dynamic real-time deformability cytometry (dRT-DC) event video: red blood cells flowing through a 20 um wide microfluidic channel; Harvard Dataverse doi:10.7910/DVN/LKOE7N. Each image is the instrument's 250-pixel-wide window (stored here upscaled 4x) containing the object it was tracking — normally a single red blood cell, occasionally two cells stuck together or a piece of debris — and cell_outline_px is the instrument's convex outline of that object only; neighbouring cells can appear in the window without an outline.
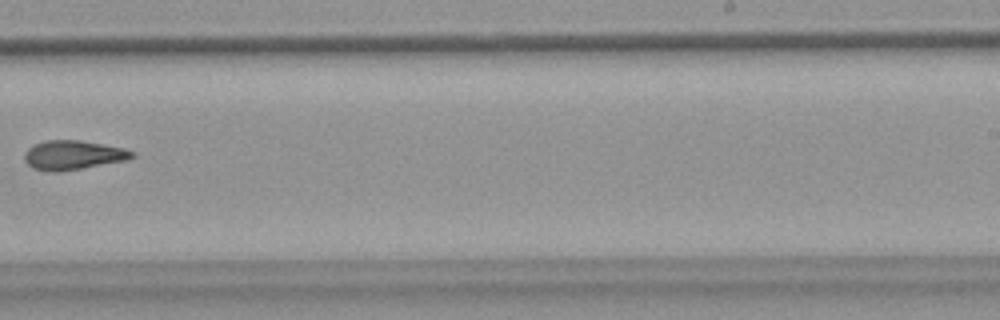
{"species": "common noctule bat (a hibernating species)", "species_latin": "Nyctalus noctula", "temperature_condition": "warm", "stored_images_in_passage": 10, "camera_frame_rate_fps": 3000, "um_per_image_px": 0.085, "animal": {"sex": "female", "body_mass_g": 18.4}, "frame": {"image": 1, "passage_image": 9, "time_ms": 2.667, "image_size_px": [1000, 320], "cell_outline_px": [[136, 156], [128, 160], [56, 172], [32, 168], [24, 160], [24, 152], [32, 144], [44, 140], [80, 140], [124, 148], [136, 152]], "centroid_in_image_um": [6.21, 13.16], "position_along_channel_um": 282.8, "area_um2": 18.38}}